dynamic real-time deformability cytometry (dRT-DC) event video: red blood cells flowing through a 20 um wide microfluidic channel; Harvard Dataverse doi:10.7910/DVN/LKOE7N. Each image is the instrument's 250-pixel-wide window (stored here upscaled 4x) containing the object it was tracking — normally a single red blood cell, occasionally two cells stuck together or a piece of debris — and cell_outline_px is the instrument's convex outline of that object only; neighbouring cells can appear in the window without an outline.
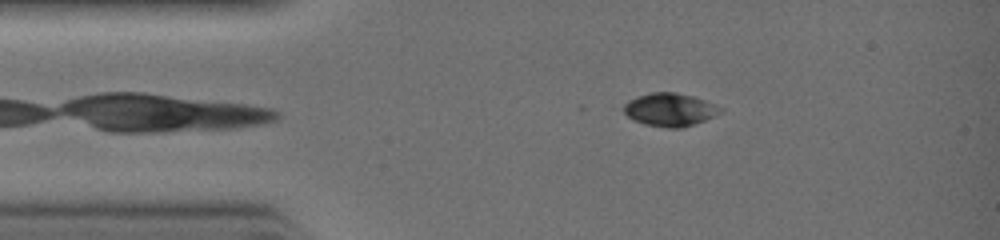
{"species": "common noctule bat (a hibernating species)", "species_latin": "Nyctalus noctula", "temperature_condition": "warm", "stored_images_in_passage": 27, "camera_frame_rate_fps": 3000, "um_per_image_px": 0.085, "animal": {"sex": "female", "body_mass_g": 19.0, "forearm_length_mm": 51.5}, "frame": {"image": 1, "passage_image": 1, "time_ms": 0.0, "image_size_px": [1000, 240], "cell_outline_px": [[724, 112], [684, 128], [664, 128], [644, 124], [632, 120], [624, 112], [624, 104], [628, 100], [636, 96], [652, 92], [676, 92], [692, 96], [704, 100], [724, 108]], "centroid_in_image_um": [56.94, 9.33], "position_along_channel_um": 28.1, "area_um2": 18.84}}
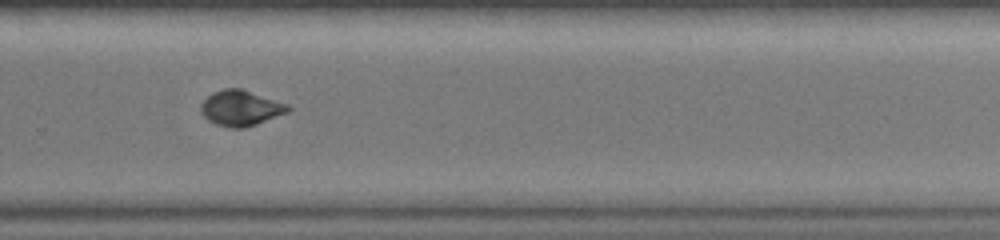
{"frame": {"image": 2, "passage_image": 17, "time_ms": 5.333, "image_size_px": [1000, 240], "cell_outline_px": [[292, 108], [288, 112], [256, 124], [244, 128], [232, 128], [216, 124], [208, 120], [200, 112], [200, 104], [212, 92], [224, 88], [240, 88], [288, 104]], "centroid_in_image_um": [20.44, 9.18], "position_along_channel_um": 309.4, "area_um2": 17.98}}
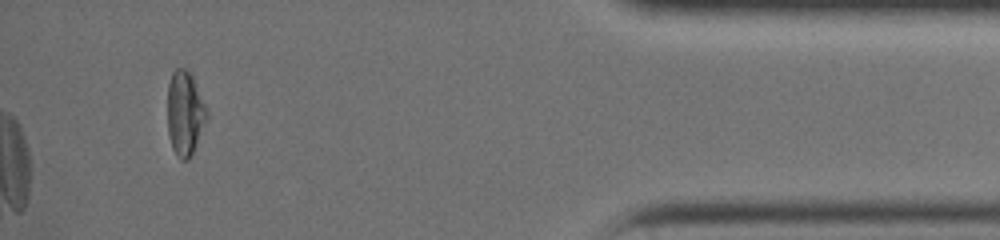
{"frame": {"image": 3, "passage_image": 25, "time_ms": 8.0, "image_size_px": [1000, 240], "cell_outline_px": [[208, 120], [188, 160], [180, 160], [176, 156], [172, 148], [168, 132], [168, 84], [172, 72], [176, 68], [188, 68], [192, 72], [208, 108]], "centroid_in_image_um": [15.75, 9.57], "position_along_channel_um": 419.5, "area_um2": 19.88}}